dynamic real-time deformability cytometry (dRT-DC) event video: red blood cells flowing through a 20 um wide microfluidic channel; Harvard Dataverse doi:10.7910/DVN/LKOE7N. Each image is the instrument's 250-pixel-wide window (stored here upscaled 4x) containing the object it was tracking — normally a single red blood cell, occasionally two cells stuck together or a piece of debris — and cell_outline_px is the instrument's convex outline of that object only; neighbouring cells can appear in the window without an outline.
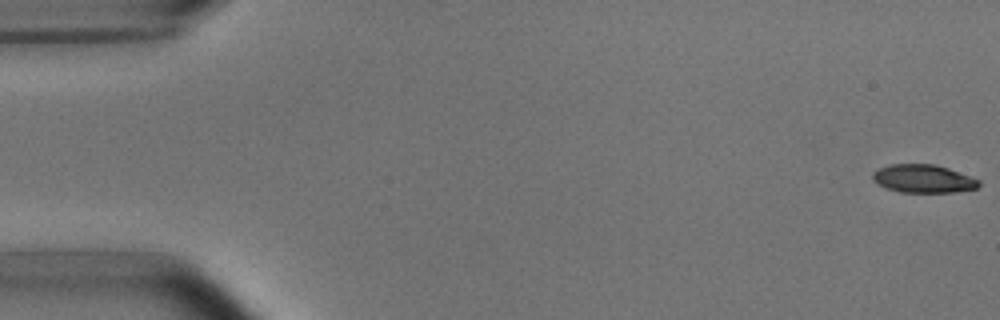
{"species": "common noctule bat (a hibernating species)", "species_latin": "Nyctalus noctula", "temperature_condition": "room temperature", "stored_images_in_passage": 5, "camera_frame_rate_fps": 3000, "um_per_image_px": 0.085, "animal": {"sex": "male", "body_mass_g": 15.6}, "frame": {"image": 1, "passage_image": 1, "time_ms": 0.0, "image_size_px": [1000, 320], "cell_outline_px": [[980, 184], [976, 188], [952, 192], [900, 192], [876, 184], [872, 180], [872, 172], [888, 164], [936, 164], [948, 168], [980, 180]], "centroid_in_image_um": [78.44, 15.18], "position_along_channel_um": 6.6, "area_um2": 17.4}}